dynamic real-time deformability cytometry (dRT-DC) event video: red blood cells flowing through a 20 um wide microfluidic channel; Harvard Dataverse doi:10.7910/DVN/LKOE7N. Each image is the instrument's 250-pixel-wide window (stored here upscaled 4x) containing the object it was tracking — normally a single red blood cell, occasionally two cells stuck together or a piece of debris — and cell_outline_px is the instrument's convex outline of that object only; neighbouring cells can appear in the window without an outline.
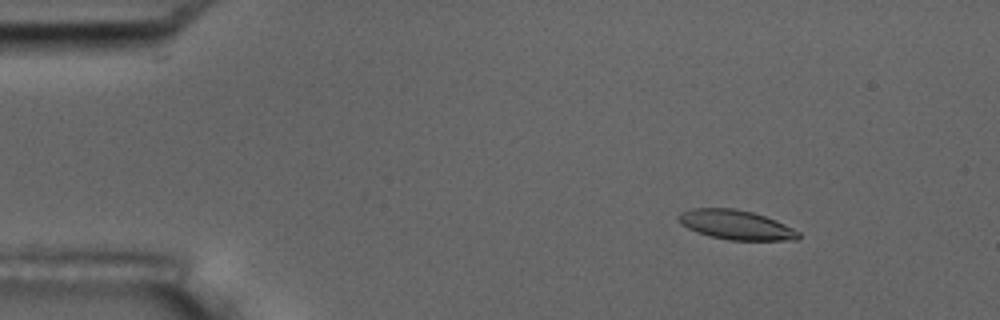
{"species": "common noctule bat (a hibernating species)", "species_latin": "Nyctalus noctula", "temperature_condition": "room temperature", "stored_images_in_passage": 5, "camera_frame_rate_fps": 3000, "um_per_image_px": 0.085, "animal": {"sex": "male", "body_mass_g": 17.5, "forearm_length_mm": 52.3}, "frame": {"image": 1, "passage_image": 2, "time_ms": 1.333, "image_size_px": [1000, 320], "cell_outline_px": [[800, 236], [796, 240], [728, 240], [708, 236], [696, 232], [680, 224], [676, 216], [680, 212], [692, 208], [736, 208], [752, 212], [776, 220], [800, 232]], "centroid_in_image_um": [62.51, 19.11], "position_along_channel_um": 22.5, "area_um2": 20.75}}